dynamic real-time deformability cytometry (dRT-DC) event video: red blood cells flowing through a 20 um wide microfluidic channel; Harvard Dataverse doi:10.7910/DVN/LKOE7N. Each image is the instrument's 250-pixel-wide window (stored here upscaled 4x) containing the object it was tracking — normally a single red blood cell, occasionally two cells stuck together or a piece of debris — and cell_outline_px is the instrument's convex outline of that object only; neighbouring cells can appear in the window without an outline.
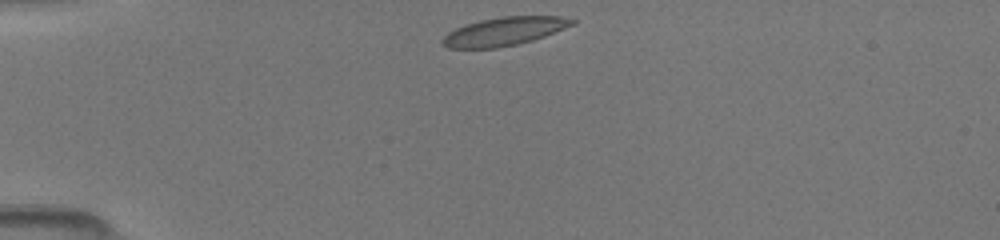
{"species": "common noctule bat (a hibernating species)", "species_latin": "Nyctalus noctula", "temperature_condition": "room temperature", "stored_images_in_passage": 28, "camera_frame_rate_fps": 3000, "um_per_image_px": 0.085, "animal": {"sex": "female", "body_mass_g": 19.5, "forearm_length_mm": 54.1}, "frame": {"image": 1, "passage_image": 1, "time_ms": 0.0, "image_size_px": [1000, 240], "cell_outline_px": [[576, 24], [544, 36], [532, 40], [516, 44], [496, 48], [448, 48], [440, 44], [440, 40], [448, 32], [464, 24], [480, 20], [500, 16], [560, 16], [576, 20]], "centroid_in_image_um": [42.83, 2.66], "position_along_channel_um": 42.2, "area_um2": 21.56}}
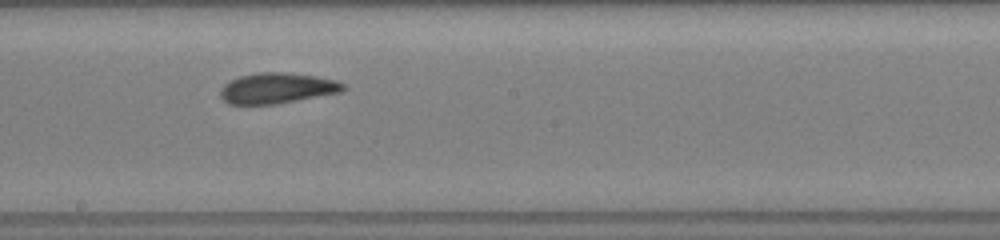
{"frame": {"image": 2, "passage_image": 11, "time_ms": 5.333, "image_size_px": [1000, 240], "cell_outline_px": [[344, 88], [340, 92], [276, 104], [228, 104], [220, 96], [220, 88], [224, 84], [240, 76], [260, 72], [280, 72], [316, 76], [336, 80], [344, 84]], "centroid_in_image_um": [23.52, 7.49], "position_along_channel_um": 224.7, "area_um2": 21.68}}
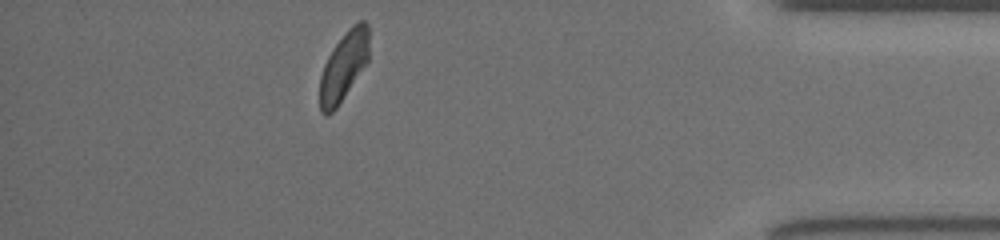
{"frame": {"image": 3, "passage_image": 25, "time_ms": 10.667, "image_size_px": [1000, 240], "cell_outline_px": [[368, 60], [336, 108], [328, 116], [324, 116], [320, 112], [320, 76], [324, 64], [332, 48], [348, 28], [352, 24], [360, 20], [364, 20], [368, 24]], "centroid_in_image_um": [29.19, 5.62], "position_along_channel_um": 406.0, "area_um2": 19.65}}